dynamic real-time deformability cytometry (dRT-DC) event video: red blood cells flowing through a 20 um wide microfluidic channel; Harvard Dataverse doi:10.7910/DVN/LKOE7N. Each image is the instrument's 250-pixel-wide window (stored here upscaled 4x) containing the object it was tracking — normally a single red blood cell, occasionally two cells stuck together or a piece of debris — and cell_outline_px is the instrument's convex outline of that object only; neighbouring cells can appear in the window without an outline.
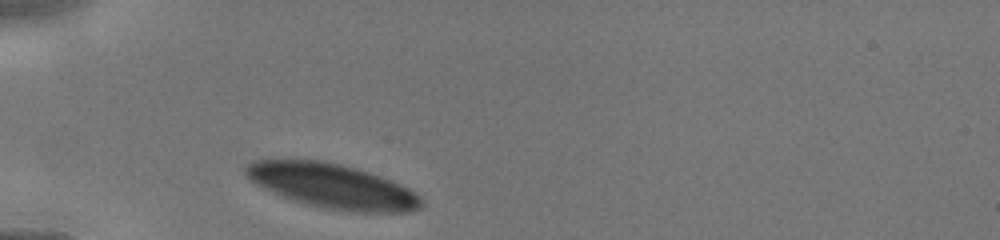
{"species": "human", "species_latin": "Homo sapiens", "temperature_condition": "cold", "stored_images_in_passage": 1, "camera_frame_rate_fps": 3000, "um_per_image_px": 0.085, "donor": {"sex": "male"}, "frame": {"image": 1, "passage_image": 1, "time_ms": 0.0, "image_size_px": [1000, 240], "cell_outline_px": [[424, 204], [420, 208], [404, 212], [348, 212], [320, 208], [304, 204], [292, 200], [264, 188], [256, 184], [244, 172], [244, 168], [248, 164], [256, 160], [320, 160], [340, 164], [356, 168], [380, 176], [400, 184], [416, 192], [424, 200]], "centroid_in_image_um": [28.28, 15.83], "position_along_channel_um": 56.7, "area_um2": 45.6}}